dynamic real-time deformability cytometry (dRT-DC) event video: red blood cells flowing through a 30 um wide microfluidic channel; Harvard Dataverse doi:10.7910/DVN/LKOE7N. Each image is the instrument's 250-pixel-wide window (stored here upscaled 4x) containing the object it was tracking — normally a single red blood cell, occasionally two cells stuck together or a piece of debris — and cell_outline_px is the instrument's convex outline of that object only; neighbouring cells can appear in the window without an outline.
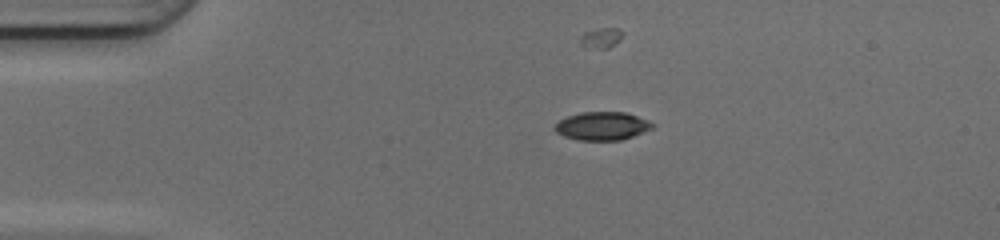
{"species": "common noctule bat (a hibernating species)", "species_latin": "Nyctalus noctula", "temperature_condition": "cold", "stored_images_in_passage": 6, "segment_of_instrument_passage": [1, 2], "camera_frame_rate_fps": 3000, "um_per_image_px": 0.085, "animal": {"sex": "female", "body_mass_g": 17.0, "forearm_length_mm": 48.0}, "frame": {"image": 1, "passage_image": 1, "time_ms": 0.0, "image_size_px": [1000, 240], "cell_outline_px": [[656, 124], [652, 128], [632, 136], [620, 140], [576, 140], [564, 136], [556, 132], [552, 128], [560, 120], [568, 116], [580, 112], [624, 112], [648, 120]], "centroid_in_image_um": [51.16, 10.71], "position_along_channel_um": 33.8, "area_um2": 16.01}}